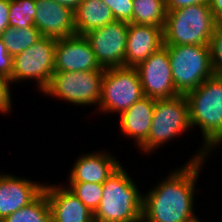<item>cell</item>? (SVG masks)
Segmentation results:
<instances>
[{
	"mask_svg": "<svg viewBox=\"0 0 222 222\" xmlns=\"http://www.w3.org/2000/svg\"><path fill=\"white\" fill-rule=\"evenodd\" d=\"M178 170H174L155 188L143 195L141 222H198L194 211V191L204 148Z\"/></svg>",
	"mask_w": 222,
	"mask_h": 222,
	"instance_id": "cell-1",
	"label": "cell"
},
{
	"mask_svg": "<svg viewBox=\"0 0 222 222\" xmlns=\"http://www.w3.org/2000/svg\"><path fill=\"white\" fill-rule=\"evenodd\" d=\"M123 168L121 165L102 184L103 196L94 222H141L143 194Z\"/></svg>",
	"mask_w": 222,
	"mask_h": 222,
	"instance_id": "cell-2",
	"label": "cell"
},
{
	"mask_svg": "<svg viewBox=\"0 0 222 222\" xmlns=\"http://www.w3.org/2000/svg\"><path fill=\"white\" fill-rule=\"evenodd\" d=\"M217 23L209 4L167 11L164 46L209 45Z\"/></svg>",
	"mask_w": 222,
	"mask_h": 222,
	"instance_id": "cell-3",
	"label": "cell"
},
{
	"mask_svg": "<svg viewBox=\"0 0 222 222\" xmlns=\"http://www.w3.org/2000/svg\"><path fill=\"white\" fill-rule=\"evenodd\" d=\"M185 96L190 126L201 128L205 149L222 131V76L209 77Z\"/></svg>",
	"mask_w": 222,
	"mask_h": 222,
	"instance_id": "cell-4",
	"label": "cell"
},
{
	"mask_svg": "<svg viewBox=\"0 0 222 222\" xmlns=\"http://www.w3.org/2000/svg\"><path fill=\"white\" fill-rule=\"evenodd\" d=\"M174 87L180 95L196 89L214 75L209 45L165 46Z\"/></svg>",
	"mask_w": 222,
	"mask_h": 222,
	"instance_id": "cell-5",
	"label": "cell"
},
{
	"mask_svg": "<svg viewBox=\"0 0 222 222\" xmlns=\"http://www.w3.org/2000/svg\"><path fill=\"white\" fill-rule=\"evenodd\" d=\"M189 128V104L185 95L156 99L148 138L139 148L149 154Z\"/></svg>",
	"mask_w": 222,
	"mask_h": 222,
	"instance_id": "cell-6",
	"label": "cell"
},
{
	"mask_svg": "<svg viewBox=\"0 0 222 222\" xmlns=\"http://www.w3.org/2000/svg\"><path fill=\"white\" fill-rule=\"evenodd\" d=\"M144 97L136 67H113L104 70L99 110L123 113Z\"/></svg>",
	"mask_w": 222,
	"mask_h": 222,
	"instance_id": "cell-7",
	"label": "cell"
},
{
	"mask_svg": "<svg viewBox=\"0 0 222 222\" xmlns=\"http://www.w3.org/2000/svg\"><path fill=\"white\" fill-rule=\"evenodd\" d=\"M103 76L104 71H55L42 92L75 105H99Z\"/></svg>",
	"mask_w": 222,
	"mask_h": 222,
	"instance_id": "cell-8",
	"label": "cell"
},
{
	"mask_svg": "<svg viewBox=\"0 0 222 222\" xmlns=\"http://www.w3.org/2000/svg\"><path fill=\"white\" fill-rule=\"evenodd\" d=\"M56 41L55 38L42 37L28 49L15 55L10 82L36 79L39 90L43 91L55 72Z\"/></svg>",
	"mask_w": 222,
	"mask_h": 222,
	"instance_id": "cell-9",
	"label": "cell"
},
{
	"mask_svg": "<svg viewBox=\"0 0 222 222\" xmlns=\"http://www.w3.org/2000/svg\"><path fill=\"white\" fill-rule=\"evenodd\" d=\"M128 23L115 20L84 34L104 69L125 66Z\"/></svg>",
	"mask_w": 222,
	"mask_h": 222,
	"instance_id": "cell-10",
	"label": "cell"
},
{
	"mask_svg": "<svg viewBox=\"0 0 222 222\" xmlns=\"http://www.w3.org/2000/svg\"><path fill=\"white\" fill-rule=\"evenodd\" d=\"M144 96L169 99L180 95L172 79L170 59L165 46L152 53L137 67Z\"/></svg>",
	"mask_w": 222,
	"mask_h": 222,
	"instance_id": "cell-11",
	"label": "cell"
},
{
	"mask_svg": "<svg viewBox=\"0 0 222 222\" xmlns=\"http://www.w3.org/2000/svg\"><path fill=\"white\" fill-rule=\"evenodd\" d=\"M84 35L60 38L55 46V71H104Z\"/></svg>",
	"mask_w": 222,
	"mask_h": 222,
	"instance_id": "cell-12",
	"label": "cell"
},
{
	"mask_svg": "<svg viewBox=\"0 0 222 222\" xmlns=\"http://www.w3.org/2000/svg\"><path fill=\"white\" fill-rule=\"evenodd\" d=\"M34 26L42 37L55 39L76 34L73 10L53 0H35Z\"/></svg>",
	"mask_w": 222,
	"mask_h": 222,
	"instance_id": "cell-13",
	"label": "cell"
},
{
	"mask_svg": "<svg viewBox=\"0 0 222 222\" xmlns=\"http://www.w3.org/2000/svg\"><path fill=\"white\" fill-rule=\"evenodd\" d=\"M43 190V184L7 173L0 174V222L33 202Z\"/></svg>",
	"mask_w": 222,
	"mask_h": 222,
	"instance_id": "cell-14",
	"label": "cell"
},
{
	"mask_svg": "<svg viewBox=\"0 0 222 222\" xmlns=\"http://www.w3.org/2000/svg\"><path fill=\"white\" fill-rule=\"evenodd\" d=\"M164 27L128 23L125 66L137 67L164 46Z\"/></svg>",
	"mask_w": 222,
	"mask_h": 222,
	"instance_id": "cell-15",
	"label": "cell"
},
{
	"mask_svg": "<svg viewBox=\"0 0 222 222\" xmlns=\"http://www.w3.org/2000/svg\"><path fill=\"white\" fill-rule=\"evenodd\" d=\"M51 222H94V213L71 191L61 185H44Z\"/></svg>",
	"mask_w": 222,
	"mask_h": 222,
	"instance_id": "cell-16",
	"label": "cell"
},
{
	"mask_svg": "<svg viewBox=\"0 0 222 222\" xmlns=\"http://www.w3.org/2000/svg\"><path fill=\"white\" fill-rule=\"evenodd\" d=\"M69 182L103 184L121 166L109 152H93L80 156L73 164Z\"/></svg>",
	"mask_w": 222,
	"mask_h": 222,
	"instance_id": "cell-17",
	"label": "cell"
},
{
	"mask_svg": "<svg viewBox=\"0 0 222 222\" xmlns=\"http://www.w3.org/2000/svg\"><path fill=\"white\" fill-rule=\"evenodd\" d=\"M156 99L144 96L120 114L121 132L140 147L148 138Z\"/></svg>",
	"mask_w": 222,
	"mask_h": 222,
	"instance_id": "cell-18",
	"label": "cell"
},
{
	"mask_svg": "<svg viewBox=\"0 0 222 222\" xmlns=\"http://www.w3.org/2000/svg\"><path fill=\"white\" fill-rule=\"evenodd\" d=\"M73 14L77 35H84L115 21L112 11L102 0H82Z\"/></svg>",
	"mask_w": 222,
	"mask_h": 222,
	"instance_id": "cell-19",
	"label": "cell"
},
{
	"mask_svg": "<svg viewBox=\"0 0 222 222\" xmlns=\"http://www.w3.org/2000/svg\"><path fill=\"white\" fill-rule=\"evenodd\" d=\"M165 0H133L132 23L164 27Z\"/></svg>",
	"mask_w": 222,
	"mask_h": 222,
	"instance_id": "cell-20",
	"label": "cell"
},
{
	"mask_svg": "<svg viewBox=\"0 0 222 222\" xmlns=\"http://www.w3.org/2000/svg\"><path fill=\"white\" fill-rule=\"evenodd\" d=\"M41 38V33L35 26L25 28L8 27L0 33V39L6 46L8 53L13 57L28 49Z\"/></svg>",
	"mask_w": 222,
	"mask_h": 222,
	"instance_id": "cell-21",
	"label": "cell"
},
{
	"mask_svg": "<svg viewBox=\"0 0 222 222\" xmlns=\"http://www.w3.org/2000/svg\"><path fill=\"white\" fill-rule=\"evenodd\" d=\"M2 222H51V211L43 191L33 202L7 216Z\"/></svg>",
	"mask_w": 222,
	"mask_h": 222,
	"instance_id": "cell-22",
	"label": "cell"
},
{
	"mask_svg": "<svg viewBox=\"0 0 222 222\" xmlns=\"http://www.w3.org/2000/svg\"><path fill=\"white\" fill-rule=\"evenodd\" d=\"M35 0H10L9 27L25 28L34 26Z\"/></svg>",
	"mask_w": 222,
	"mask_h": 222,
	"instance_id": "cell-23",
	"label": "cell"
},
{
	"mask_svg": "<svg viewBox=\"0 0 222 222\" xmlns=\"http://www.w3.org/2000/svg\"><path fill=\"white\" fill-rule=\"evenodd\" d=\"M68 189L93 213L98 208L103 196L102 184L69 182Z\"/></svg>",
	"mask_w": 222,
	"mask_h": 222,
	"instance_id": "cell-24",
	"label": "cell"
},
{
	"mask_svg": "<svg viewBox=\"0 0 222 222\" xmlns=\"http://www.w3.org/2000/svg\"><path fill=\"white\" fill-rule=\"evenodd\" d=\"M209 46L214 75L222 76V22L217 23Z\"/></svg>",
	"mask_w": 222,
	"mask_h": 222,
	"instance_id": "cell-25",
	"label": "cell"
},
{
	"mask_svg": "<svg viewBox=\"0 0 222 222\" xmlns=\"http://www.w3.org/2000/svg\"><path fill=\"white\" fill-rule=\"evenodd\" d=\"M117 21L132 23L133 0H102Z\"/></svg>",
	"mask_w": 222,
	"mask_h": 222,
	"instance_id": "cell-26",
	"label": "cell"
},
{
	"mask_svg": "<svg viewBox=\"0 0 222 222\" xmlns=\"http://www.w3.org/2000/svg\"><path fill=\"white\" fill-rule=\"evenodd\" d=\"M13 64V56L8 53L6 46L0 39V75L11 80Z\"/></svg>",
	"mask_w": 222,
	"mask_h": 222,
	"instance_id": "cell-27",
	"label": "cell"
},
{
	"mask_svg": "<svg viewBox=\"0 0 222 222\" xmlns=\"http://www.w3.org/2000/svg\"><path fill=\"white\" fill-rule=\"evenodd\" d=\"M10 80L0 75V113H10L12 107Z\"/></svg>",
	"mask_w": 222,
	"mask_h": 222,
	"instance_id": "cell-28",
	"label": "cell"
},
{
	"mask_svg": "<svg viewBox=\"0 0 222 222\" xmlns=\"http://www.w3.org/2000/svg\"><path fill=\"white\" fill-rule=\"evenodd\" d=\"M209 0H165L166 11L177 10L196 4H208Z\"/></svg>",
	"mask_w": 222,
	"mask_h": 222,
	"instance_id": "cell-29",
	"label": "cell"
},
{
	"mask_svg": "<svg viewBox=\"0 0 222 222\" xmlns=\"http://www.w3.org/2000/svg\"><path fill=\"white\" fill-rule=\"evenodd\" d=\"M10 0H0V33L9 27Z\"/></svg>",
	"mask_w": 222,
	"mask_h": 222,
	"instance_id": "cell-30",
	"label": "cell"
},
{
	"mask_svg": "<svg viewBox=\"0 0 222 222\" xmlns=\"http://www.w3.org/2000/svg\"><path fill=\"white\" fill-rule=\"evenodd\" d=\"M209 6L217 22H222V0H209Z\"/></svg>",
	"mask_w": 222,
	"mask_h": 222,
	"instance_id": "cell-31",
	"label": "cell"
},
{
	"mask_svg": "<svg viewBox=\"0 0 222 222\" xmlns=\"http://www.w3.org/2000/svg\"><path fill=\"white\" fill-rule=\"evenodd\" d=\"M222 144V131L221 133L204 149V153L202 156V159L205 160L206 157L208 158V154L213 151L212 149H215L216 146H220Z\"/></svg>",
	"mask_w": 222,
	"mask_h": 222,
	"instance_id": "cell-32",
	"label": "cell"
},
{
	"mask_svg": "<svg viewBox=\"0 0 222 222\" xmlns=\"http://www.w3.org/2000/svg\"><path fill=\"white\" fill-rule=\"evenodd\" d=\"M53 1L57 2L58 4H62L65 7H68L74 11L82 0H53Z\"/></svg>",
	"mask_w": 222,
	"mask_h": 222,
	"instance_id": "cell-33",
	"label": "cell"
}]
</instances>
